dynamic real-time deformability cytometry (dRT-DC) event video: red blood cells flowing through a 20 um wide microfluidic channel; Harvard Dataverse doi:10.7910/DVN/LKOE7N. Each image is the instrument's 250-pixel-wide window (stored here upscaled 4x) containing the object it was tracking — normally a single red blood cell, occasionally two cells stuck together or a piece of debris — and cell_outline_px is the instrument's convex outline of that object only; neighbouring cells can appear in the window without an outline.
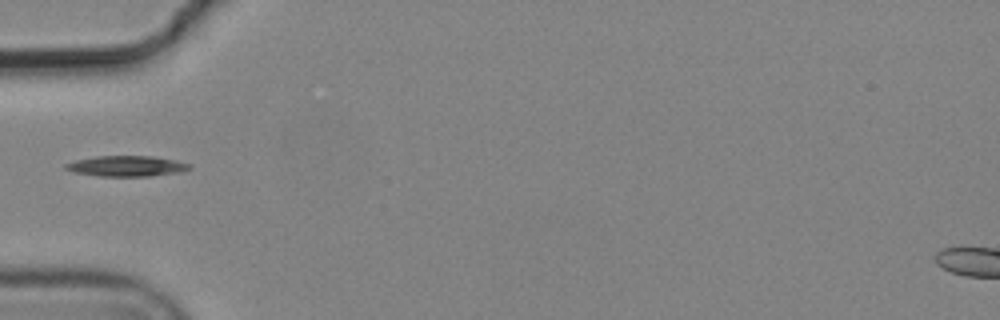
{"species": "common noctule bat (a hibernating species)", "species_latin": "Nyctalus noctula", "temperature_condition": "cold", "stored_images_in_passage": 2, "camera_frame_rate_fps": 3000, "um_per_image_px": 0.085, "animal": {"sex": "male", "body_mass_g": 19.2, "forearm_length_mm": 51.8}, "frame": {"image": 1, "passage_image": 1, "time_ms": 0.0, "image_size_px": [1000, 320], "cell_outline_px": [[192, 168], [176, 172], [148, 176], [100, 176], [72, 172], [64, 168], [64, 164], [76, 160], [96, 156], [152, 156], [176, 160], [192, 164]], "centroid_in_image_um": [10.74, 14.11], "position_along_channel_um": 74.3, "area_um2": 14.8}}
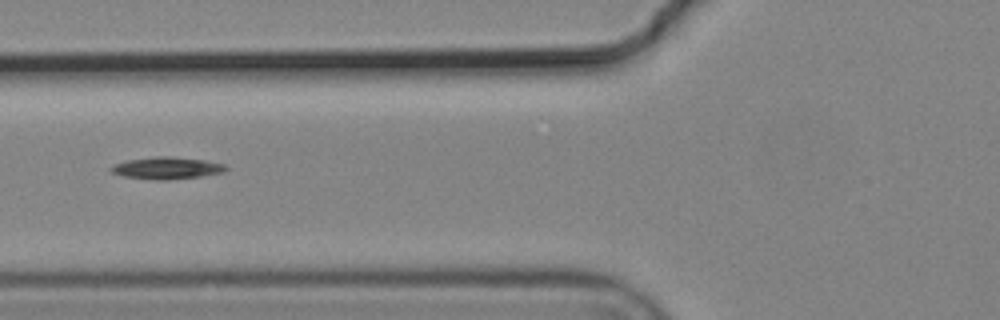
{"frame": {"image": 2, "passage_image": 2, "time_ms": 0.333, "image_size_px": [1000, 320], "cell_outline_px": [[228, 168], [224, 172], [200, 176], [168, 180], [156, 180], [124, 176], [112, 172], [108, 168], [116, 164], [128, 160], [156, 156], [172, 156], [204, 160], [224, 164]], "centroid_in_image_um": [14.19, 14.28], "position_along_channel_um": 111.6, "area_um2": 14.62}}